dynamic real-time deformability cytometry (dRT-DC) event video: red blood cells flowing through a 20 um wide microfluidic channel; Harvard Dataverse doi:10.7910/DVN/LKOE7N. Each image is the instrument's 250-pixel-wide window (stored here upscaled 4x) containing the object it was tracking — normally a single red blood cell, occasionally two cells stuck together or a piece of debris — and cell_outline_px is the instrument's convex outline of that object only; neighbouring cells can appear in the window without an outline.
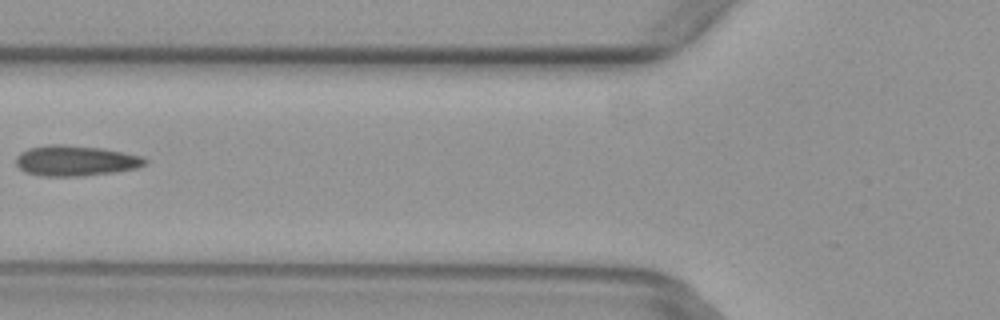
{"species": "common noctule bat (a hibernating species)", "species_latin": "Nyctalus noctula", "temperature_condition": "warm", "stored_images_in_passage": 6, "camera_frame_rate_fps": 3000, "um_per_image_px": 0.085, "animal": {"sex": "female", "body_mass_g": 29.2, "forearm_length_mm": 56.3}, "frame": {"image": 1, "passage_image": 6, "time_ms": 1.667, "image_size_px": [1000, 320], "cell_outline_px": [[148, 164], [136, 168], [116, 172], [84, 176], [40, 176], [24, 172], [16, 164], [16, 156], [20, 152], [28, 148], [48, 144], [64, 144], [104, 148], [144, 156], [148, 160]], "centroid_in_image_um": [6.45, 13.65], "position_along_channel_um": 119.4, "area_um2": 23.41}}